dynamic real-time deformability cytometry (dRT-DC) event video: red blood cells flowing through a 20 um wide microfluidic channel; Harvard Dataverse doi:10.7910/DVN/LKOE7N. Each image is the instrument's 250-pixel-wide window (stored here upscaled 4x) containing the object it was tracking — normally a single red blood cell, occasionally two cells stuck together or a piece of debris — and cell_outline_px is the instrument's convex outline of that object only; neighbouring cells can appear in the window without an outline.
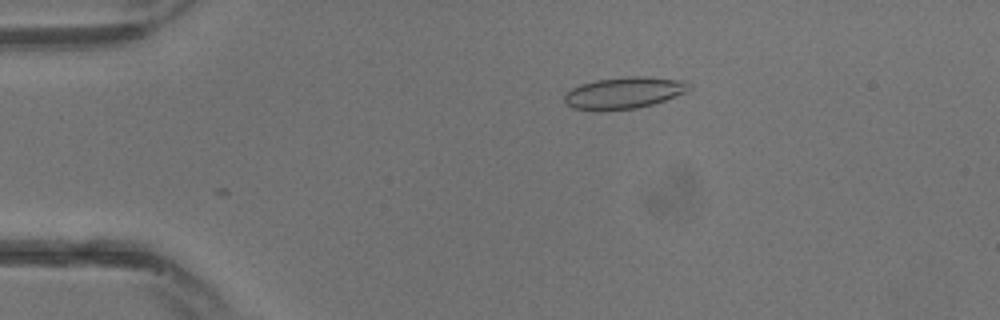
{"species": "common noctule bat (a hibernating species)", "species_latin": "Nyctalus noctula", "temperature_condition": "warm", "stored_images_in_passage": 6, "camera_frame_rate_fps": 3000, "um_per_image_px": 0.085, "animal": {"sex": "male", "body_mass_g": 13.3}, "frame": {"image": 1, "passage_image": 6, "time_ms": 1.667, "image_size_px": [1000, 320], "cell_outline_px": [[692, 88], [688, 92], [652, 104], [636, 108], [604, 112], [572, 108], [564, 100], [564, 92], [580, 84], [596, 80], [628, 76], [644, 76], [684, 80]], "centroid_in_image_um": [53.02, 7.9], "position_along_channel_um": 32.0, "area_um2": 23.35}}